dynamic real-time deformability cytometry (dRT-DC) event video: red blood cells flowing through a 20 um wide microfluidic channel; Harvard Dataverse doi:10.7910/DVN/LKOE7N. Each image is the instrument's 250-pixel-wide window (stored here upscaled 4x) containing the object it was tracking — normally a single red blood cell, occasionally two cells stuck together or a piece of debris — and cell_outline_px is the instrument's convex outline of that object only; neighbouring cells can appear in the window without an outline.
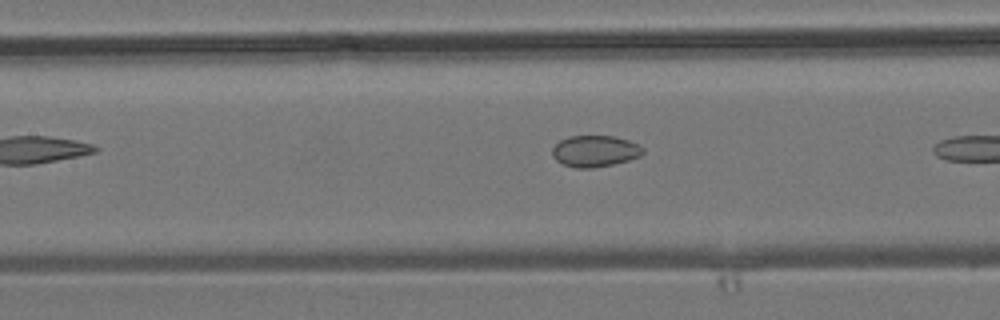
{"species": "common noctule bat (a hibernating species)", "species_latin": "Nyctalus noctula", "temperature_condition": "room temperature", "stored_images_in_passage": 11, "camera_frame_rate_fps": 3000, "um_per_image_px": 0.085, "animal": {"sex": "male", "body_mass_g": 19.2, "forearm_length_mm": 51.8}, "frame": {"image": 1, "passage_image": 6, "time_ms": 6.667, "image_size_px": [1000, 320], "cell_outline_px": [[644, 152], [640, 156], [628, 160], [612, 164], [592, 168], [576, 168], [564, 164], [556, 160], [552, 156], [552, 148], [560, 140], [568, 136], [616, 136], [628, 140], [644, 148]], "centroid_in_image_um": [50.56, 12.84], "position_along_channel_um": 156.8, "area_um2": 16.53}}
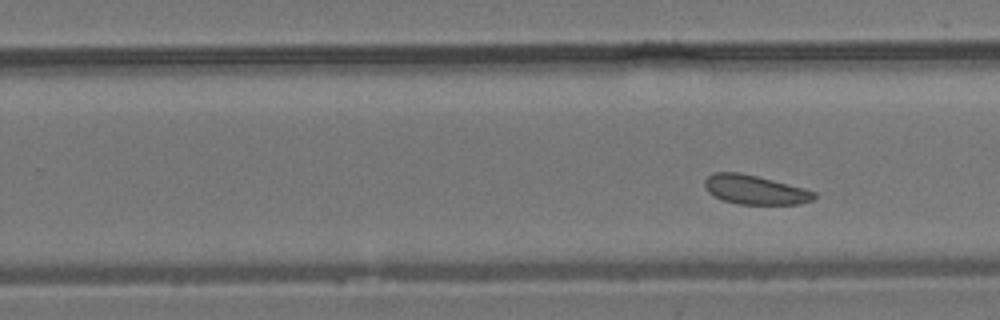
{"frame": {"image": 2, "passage_image": 11, "time_ms": 12.667, "image_size_px": [1000, 320], "cell_outline_px": [[816, 196], [812, 200], [800, 204], [740, 204], [724, 200], [712, 196], [708, 192], [704, 184], [704, 180], [712, 172], [740, 172], [804, 188], [816, 192]], "centroid_in_image_um": [64.15, 16.13], "position_along_channel_um": 265.7, "area_um2": 18.55}}